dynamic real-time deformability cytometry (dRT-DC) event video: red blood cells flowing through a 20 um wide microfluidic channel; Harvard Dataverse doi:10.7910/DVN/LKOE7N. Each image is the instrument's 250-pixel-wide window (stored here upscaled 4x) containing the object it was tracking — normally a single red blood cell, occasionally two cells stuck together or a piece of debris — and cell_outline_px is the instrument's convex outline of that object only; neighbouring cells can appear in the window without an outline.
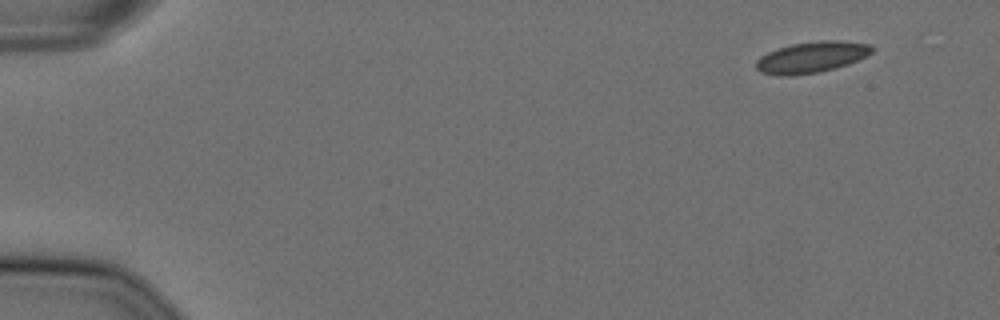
{"species": "Egyptian fruit bat (a non-hibernating species)", "species_latin": "Rousettus aegyptiacus", "temperature_condition": "cold", "stored_images_in_passage": 53, "camera_frame_rate_fps": 3000, "um_per_image_px": 0.085, "animal": {"sex": "female"}, "frame": {"image": 1, "passage_image": 1, "time_ms": 0.0, "image_size_px": [1000, 320], "cell_outline_px": [[872, 52], [848, 64], [836, 68], [816, 72], [788, 76], [780, 76], [760, 72], [756, 68], [756, 60], [760, 56], [776, 48], [792, 44], [820, 40], [840, 40], [872, 44]], "centroid_in_image_um": [68.95, 4.85], "position_along_channel_um": 16.0, "area_um2": 20.98}}
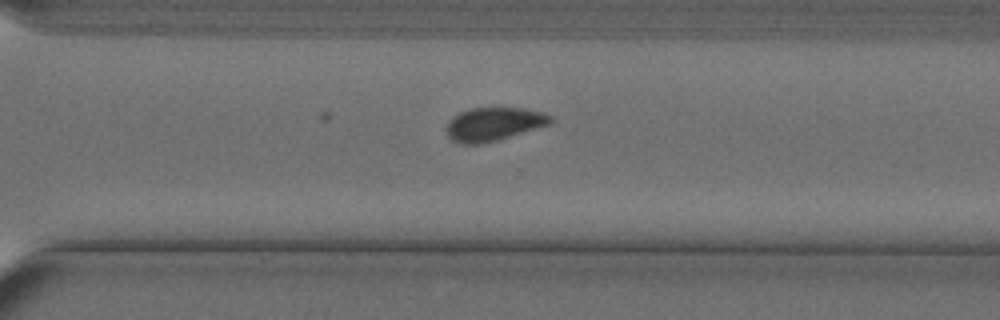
{"frame": {"image": 2, "passage_image": 37, "time_ms": 12.0, "image_size_px": [1000, 320], "cell_outline_px": [[552, 124], [496, 140], [480, 144], [460, 144], [452, 140], [448, 136], [444, 128], [448, 120], [452, 116], [468, 108], [524, 108], [544, 112], [552, 116]], "centroid_in_image_um": [41.94, 10.54], "position_along_channel_um": 328.7, "area_um2": 20.52}}
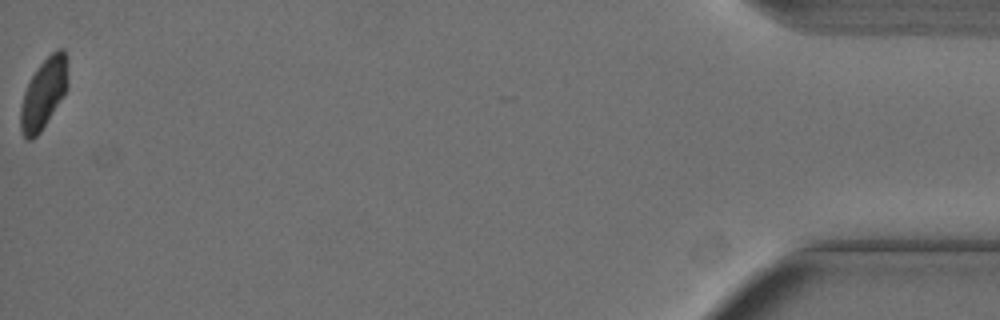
{"frame": {"image": 3, "passage_image": 53, "time_ms": 17.333, "image_size_px": [1000, 320], "cell_outline_px": [[68, 88], [64, 96], [40, 132], [32, 140], [24, 140], [20, 128], [20, 104], [24, 92], [32, 76], [40, 64], [56, 48], [64, 48], [68, 56]], "centroid_in_image_um": [3.74, 7.94], "position_along_channel_um": 431.5, "area_um2": 19.77}, "authors_computed_cell_mechanics": {"area_um2": 20.8658, "velocity_mm_per_s": 3.6114, "shape_relaxation_time_tau1_ms": null, "shape_relaxation_time_tau2_ms": 1.9249, "deformation_change_tau1": null, "deformation_change_tau2": 0.0408}}